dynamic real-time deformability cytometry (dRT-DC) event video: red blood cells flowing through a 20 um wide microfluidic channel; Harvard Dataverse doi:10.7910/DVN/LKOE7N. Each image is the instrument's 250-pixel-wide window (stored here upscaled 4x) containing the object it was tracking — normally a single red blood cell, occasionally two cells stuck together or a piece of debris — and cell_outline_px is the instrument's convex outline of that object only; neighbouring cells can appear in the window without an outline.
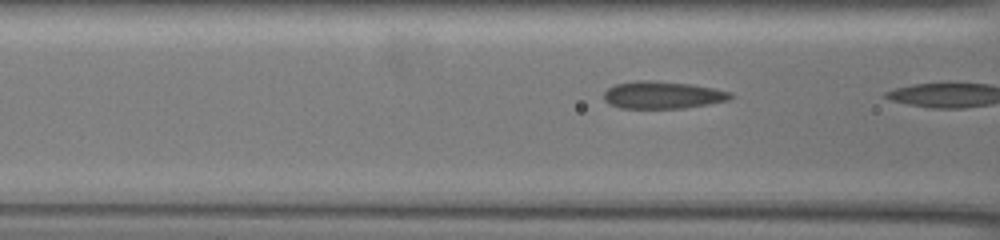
{"species": "common noctule bat (a hibernating species)", "species_latin": "Nyctalus noctula", "temperature_condition": "warm", "stored_images_in_passage": 5, "camera_frame_rate_fps": 3000, "um_per_image_px": 0.085, "animal": {"sex": "female", "body_mass_g": 19.5, "forearm_length_mm": 54.1}, "frame": {"image": 1, "passage_image": 4, "time_ms": 1.0, "image_size_px": [1000, 240], "cell_outline_px": [[732, 96], [728, 100], [708, 104], [684, 108], [620, 108], [608, 104], [604, 100], [604, 92], [608, 88], [616, 84], [636, 80], [652, 80], [692, 84], [732, 92]], "centroid_in_image_um": [56.28, 8.07], "position_along_channel_um": 110.3, "area_um2": 20.23}}